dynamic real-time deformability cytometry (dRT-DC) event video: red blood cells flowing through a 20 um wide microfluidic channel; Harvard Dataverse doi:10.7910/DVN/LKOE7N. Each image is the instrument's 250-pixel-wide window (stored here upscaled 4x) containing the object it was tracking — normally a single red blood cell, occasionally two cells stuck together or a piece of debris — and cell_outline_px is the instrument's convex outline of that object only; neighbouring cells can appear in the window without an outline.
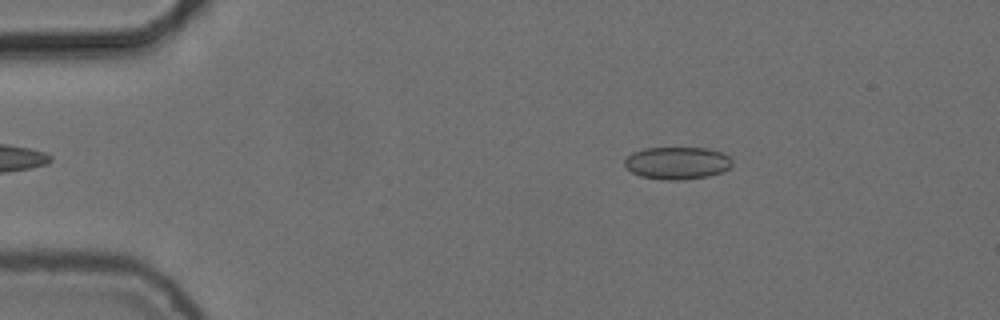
{"species": "common noctule bat (a hibernating species)", "species_latin": "Nyctalus noctula", "temperature_condition": "cold", "stored_images_in_passage": 48, "camera_frame_rate_fps": 3000, "um_per_image_px": 0.085, "animal": {"sex": "female", "body_mass_g": 24.6, "forearm_length_mm": 56.2}, "frame": {"image": 1, "passage_image": 2, "time_ms": 0.333, "image_size_px": [1000, 320], "cell_outline_px": [[732, 164], [728, 168], [720, 172], [708, 176], [680, 180], [664, 180], [640, 176], [632, 172], [624, 164], [624, 160], [632, 152], [644, 148], [708, 148], [724, 152], [732, 160]], "centroid_in_image_um": [57.56, 13.85], "position_along_channel_um": 27.4, "area_um2": 20.35}}
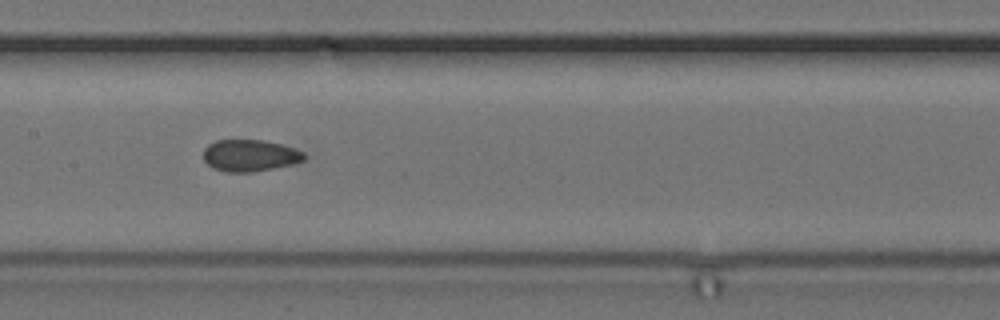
{"frame": {"image": 2, "passage_image": 20, "time_ms": 6.333, "image_size_px": [1000, 320], "cell_outline_px": [[304, 160], [292, 164], [252, 172], [228, 172], [212, 168], [204, 160], [204, 148], [208, 144], [216, 140], [264, 140], [280, 144], [304, 152]], "centroid_in_image_um": [21.2, 13.21], "position_along_channel_um": 186.2, "area_um2": 18.5}}
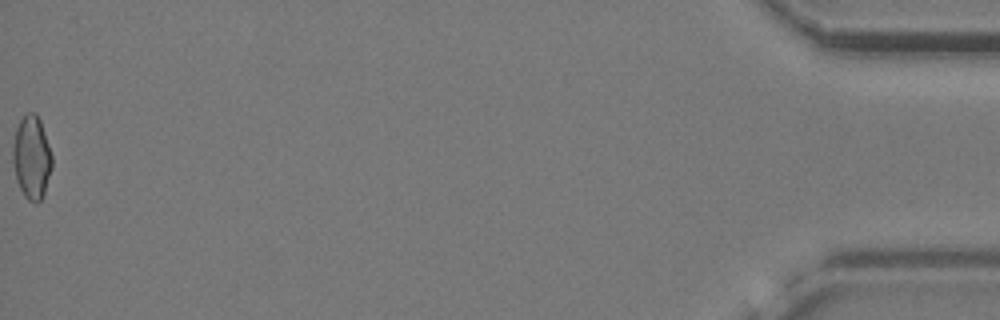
{"frame": {"image": 3, "passage_image": 48, "time_ms": 15.667, "image_size_px": [1000, 320], "cell_outline_px": [[52, 168], [44, 192], [40, 200], [36, 204], [28, 200], [24, 196], [16, 180], [12, 160], [12, 148], [16, 128], [20, 120], [28, 112], [36, 112], [40, 120], [52, 156]], "centroid_in_image_um": [2.68, 13.38], "position_along_channel_um": 432.5, "area_um2": 19.02}, "authors_computed_cell_mechanics": {"area_um2": 18.9295, "velocity_mm_per_s": 3.729, "shape_relaxation_time_tau1_ms": null, "shape_relaxation_time_tau2_ms": 2.6997, "deformation_change_tau1": null, "deformation_change_tau2": 0.0726}}